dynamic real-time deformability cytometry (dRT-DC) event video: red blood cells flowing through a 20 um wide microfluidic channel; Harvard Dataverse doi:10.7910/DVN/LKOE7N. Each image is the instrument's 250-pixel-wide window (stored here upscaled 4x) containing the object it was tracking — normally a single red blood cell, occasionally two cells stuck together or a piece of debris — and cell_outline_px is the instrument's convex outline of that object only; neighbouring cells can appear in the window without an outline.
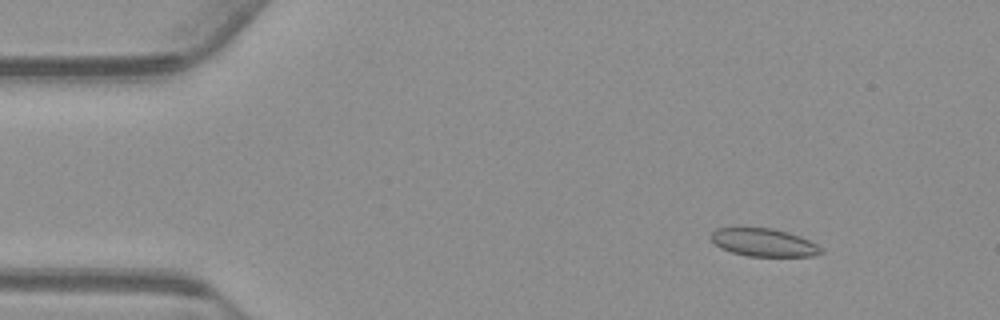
{"species": "common noctule bat (a hibernating species)", "species_latin": "Nyctalus noctula", "temperature_condition": "warm", "stored_images_in_passage": 15, "camera_frame_rate_fps": 3000, "um_per_image_px": 0.085, "animal": {"sex": "male", "body_mass_g": 23.1, "forearm_length_mm": 52.7}, "frame": {"image": 1, "passage_image": 5, "time_ms": 1.333, "image_size_px": [1000, 320], "cell_outline_px": [[824, 252], [812, 256], [748, 256], [732, 252], [720, 248], [708, 236], [716, 228], [740, 224], [772, 228], [788, 232], [800, 236], [816, 244]], "centroid_in_image_um": [64.82, 20.55], "position_along_channel_um": 20.2, "area_um2": 18.61}}